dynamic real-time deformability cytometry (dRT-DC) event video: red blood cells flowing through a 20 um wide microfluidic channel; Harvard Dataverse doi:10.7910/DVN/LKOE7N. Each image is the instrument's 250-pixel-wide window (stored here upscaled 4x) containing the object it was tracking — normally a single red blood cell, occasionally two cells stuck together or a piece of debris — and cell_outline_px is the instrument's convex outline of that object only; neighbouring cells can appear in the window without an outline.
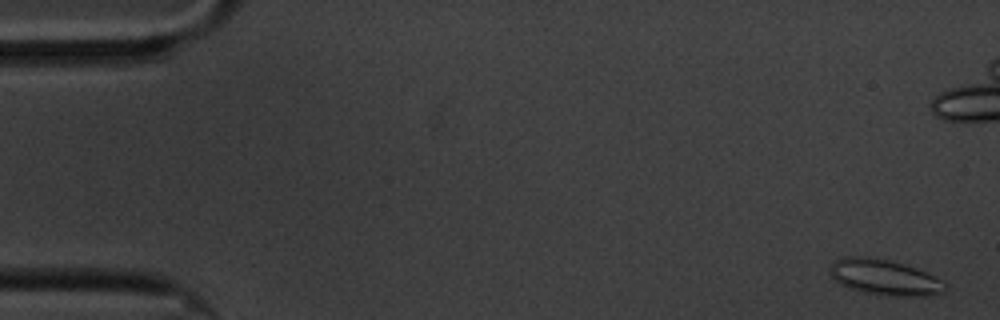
{"species": "common noctule bat (a hibernating species)", "species_latin": "Nyctalus noctula", "temperature_condition": "cold", "stored_images_in_passage": 60, "camera_frame_rate_fps": 3000, "um_per_image_px": 0.085, "animal": {"sex": "male", "body_mass_g": 20.1, "forearm_length_mm": 53.5}, "frame": {"image": 1, "passage_image": 1, "time_ms": 0.0, "image_size_px": [1000, 320], "cell_outline_px": [[948, 288], [944, 292], [932, 296], [900, 296], [864, 292], [848, 288], [840, 284], [832, 276], [828, 268], [836, 260], [844, 256], [864, 256], [892, 260], [916, 268], [940, 280]], "centroid_in_image_um": [75.17, 23.56], "position_along_channel_um": 9.8, "area_um2": 23.81}}
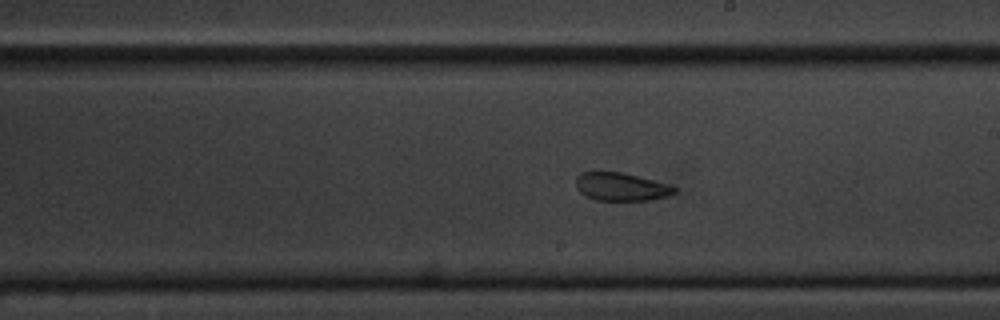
{"frame": {"image": 2, "passage_image": 33, "time_ms": 10.667, "image_size_px": [1000, 320], "cell_outline_px": [[676, 192], [668, 196], [652, 200], [596, 200], [584, 196], [576, 188], [576, 176], [580, 172], [620, 172], [672, 184], [676, 188]], "centroid_in_image_um": [52.8, 15.88], "position_along_channel_um": 236.2, "area_um2": 16.3}}
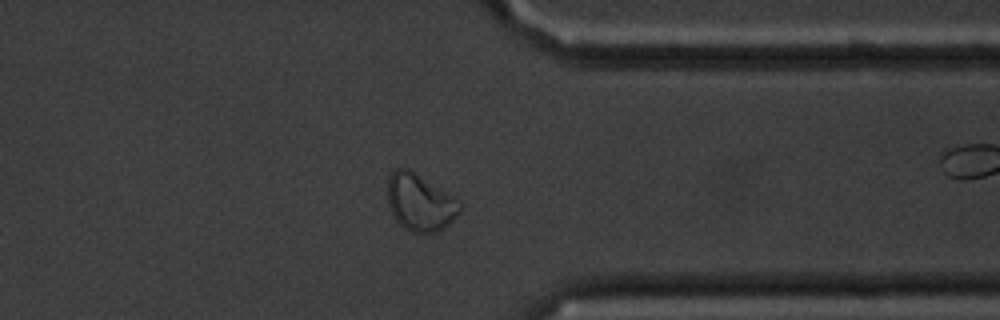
{"frame": {"image": 3, "passage_image": 46, "time_ms": 15.0, "image_size_px": [1000, 320], "cell_outline_px": [[464, 208], [444, 228], [436, 232], [412, 232], [404, 228], [396, 220], [388, 204], [388, 176], [396, 168], [408, 168], [456, 196], [464, 204]], "centroid_in_image_um": [35.75, 17.19], "position_along_channel_um": 375.7, "area_um2": 24.33}, "authors_computed_cell_mechanics": {"area_um2": 20.0277, "velocity_mm_per_s": 3.3259, "shape_relaxation_time_tau1_ms": null, "shape_relaxation_time_tau2_ms": 2.6918, "deformation_change_tau1": null, "deformation_change_tau2": 0.0806}}